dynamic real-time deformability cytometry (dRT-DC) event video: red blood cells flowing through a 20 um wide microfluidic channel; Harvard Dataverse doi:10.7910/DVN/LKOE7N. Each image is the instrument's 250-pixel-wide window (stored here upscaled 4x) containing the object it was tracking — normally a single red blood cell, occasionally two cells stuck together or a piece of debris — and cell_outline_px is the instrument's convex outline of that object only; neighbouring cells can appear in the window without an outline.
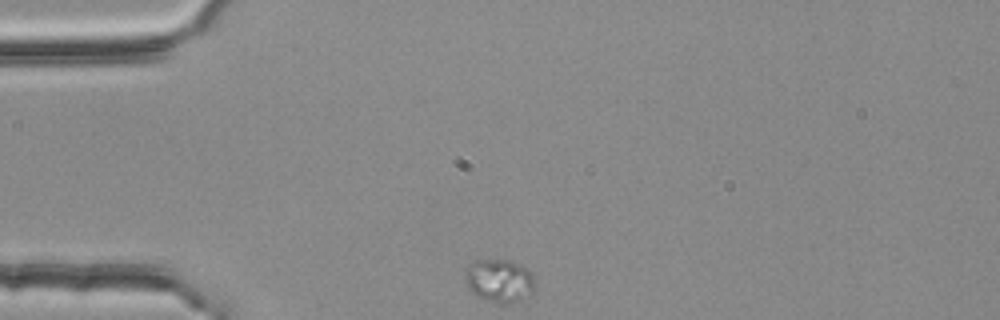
{"species": "common noctule bat (a hibernating species)", "species_latin": "Nyctalus noctula", "temperature_condition": "room temperature", "stored_images_in_passage": 34, "camera_frame_rate_fps": 3000, "um_per_image_px": 0.085, "animal": {"sex": "female", "body_mass_g": 25.1}, "frame": {"image": 1, "passage_image": 1, "time_ms": 0.0, "image_size_px": [1000, 320], "cell_outline_px": [[532, 292], [508, 304], [500, 304], [476, 296], [468, 288], [464, 280], [468, 264], [472, 260], [508, 260], [520, 264], [528, 268], [532, 272]], "centroid_in_image_um": [42.38, 23.83], "position_along_channel_um": 42.6, "area_um2": 17.4}}